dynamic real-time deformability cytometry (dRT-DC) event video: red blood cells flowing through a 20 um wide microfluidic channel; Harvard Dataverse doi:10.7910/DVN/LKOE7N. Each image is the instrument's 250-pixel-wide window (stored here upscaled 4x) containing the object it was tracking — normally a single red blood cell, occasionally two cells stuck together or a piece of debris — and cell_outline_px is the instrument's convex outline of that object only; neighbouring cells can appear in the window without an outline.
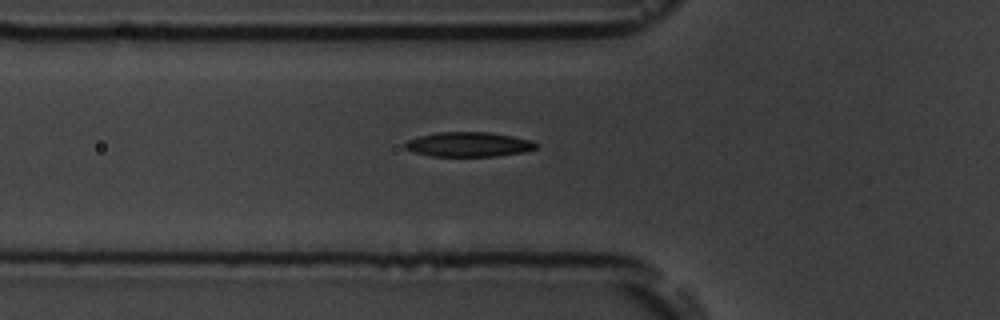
{"species": "common noctule bat (a hibernating species)", "species_latin": "Nyctalus noctula", "temperature_condition": "room temperature", "stored_images_in_passage": 7, "camera_frame_rate_fps": 3000, "um_per_image_px": 0.085, "animal": {"sex": "male", "body_mass_g": 19.5, "forearm_length_mm": 54.6}, "frame": {"image": 1, "passage_image": 7, "time_ms": 8.0, "image_size_px": [1000, 320], "cell_outline_px": [[540, 144], [536, 148], [524, 152], [496, 156], [432, 156], [412, 152], [404, 148], [404, 144], [408, 140], [420, 136], [440, 132], [488, 132], [512, 136], [532, 140]], "centroid_in_image_um": [39.85, 12.28], "position_along_channel_um": 85.9, "area_um2": 18.84}}